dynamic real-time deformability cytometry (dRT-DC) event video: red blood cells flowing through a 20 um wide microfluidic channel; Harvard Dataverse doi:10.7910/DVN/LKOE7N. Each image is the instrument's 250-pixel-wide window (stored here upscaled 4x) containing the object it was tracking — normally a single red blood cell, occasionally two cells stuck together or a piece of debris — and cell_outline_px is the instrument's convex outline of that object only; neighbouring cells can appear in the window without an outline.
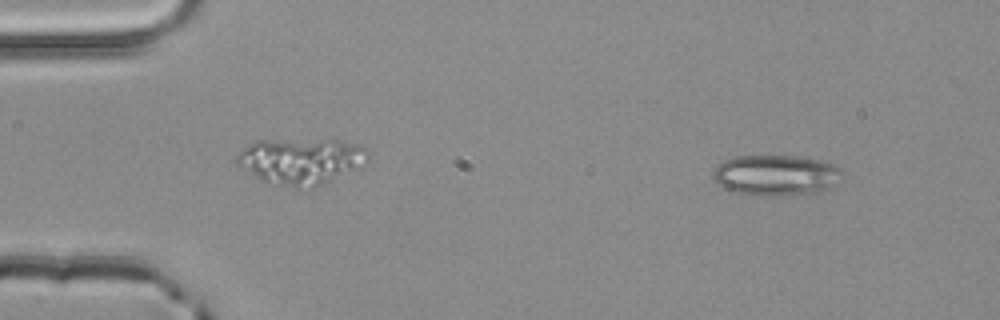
{"species": "common noctule bat (a hibernating species)", "species_latin": "Nyctalus noctula", "temperature_condition": "room temperature", "stored_images_in_passage": 3, "camera_frame_rate_fps": 3000, "um_per_image_px": 0.085, "animal": {"sex": "male", "body_mass_g": 20.4}, "frame": {"image": 1, "passage_image": 1, "time_ms": 0.0, "image_size_px": [1000, 320], "cell_outline_px": [[844, 176], [828, 188], [820, 192], [764, 196], [752, 196], [732, 192], [724, 188], [712, 176], [716, 168], [724, 160], [732, 156], [796, 156], [820, 160], [832, 164], [840, 168], [844, 172]], "centroid_in_image_um": [65.96, 14.89], "position_along_channel_um": 19.0, "area_um2": 30.63}}